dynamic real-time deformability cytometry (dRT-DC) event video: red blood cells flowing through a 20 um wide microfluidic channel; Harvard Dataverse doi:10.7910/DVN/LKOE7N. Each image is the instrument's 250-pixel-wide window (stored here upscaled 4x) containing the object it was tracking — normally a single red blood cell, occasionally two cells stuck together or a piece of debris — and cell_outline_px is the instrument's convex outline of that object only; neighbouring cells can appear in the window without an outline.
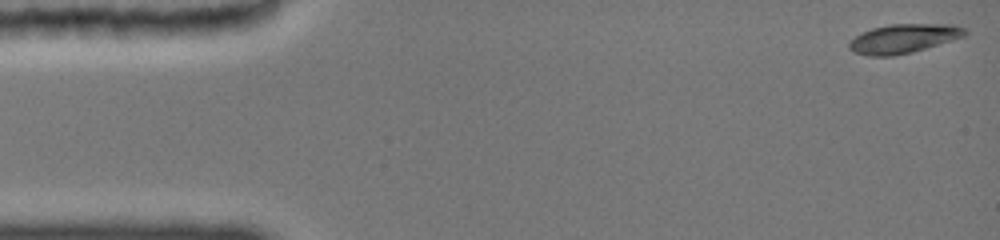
{"species": "common noctule bat (a hibernating species)", "species_latin": "Nyctalus noctula", "temperature_condition": "cold", "stored_images_in_passage": 32, "camera_frame_rate_fps": 3000, "um_per_image_px": 0.085, "animal": {"sex": "female", "body_mass_g": 19.0, "forearm_length_mm": 51.5}, "frame": {"image": 1, "passage_image": 1, "time_ms": 0.0, "image_size_px": [1000, 240], "cell_outline_px": [[968, 32], [964, 36], [952, 40], [912, 52], [892, 56], [868, 56], [852, 52], [848, 48], [848, 40], [872, 28], [888, 24], [952, 24], [964, 28]], "centroid_in_image_um": [76.75, 3.28], "position_along_channel_um": 8.2, "area_um2": 19.65}}
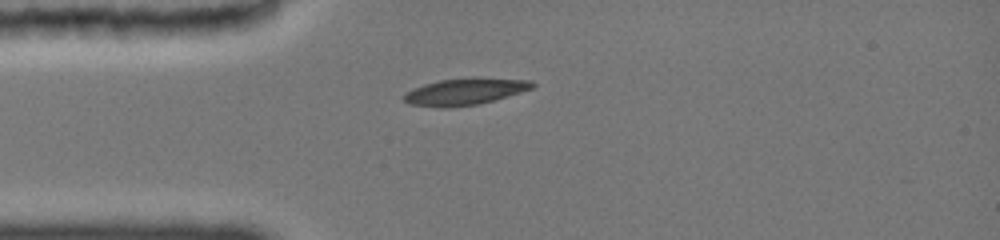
{"frame": {"image": 2, "passage_image": 26, "time_ms": 3.667, "image_size_px": [1000, 240], "cell_outline_px": [[536, 84], [532, 88], [520, 92], [492, 100], [476, 104], [408, 104], [400, 96], [404, 92], [424, 84], [440, 80], [476, 76], [532, 80]], "centroid_in_image_um": [39.59, 7.69], "position_along_channel_um": 45.4, "area_um2": 19.25}}